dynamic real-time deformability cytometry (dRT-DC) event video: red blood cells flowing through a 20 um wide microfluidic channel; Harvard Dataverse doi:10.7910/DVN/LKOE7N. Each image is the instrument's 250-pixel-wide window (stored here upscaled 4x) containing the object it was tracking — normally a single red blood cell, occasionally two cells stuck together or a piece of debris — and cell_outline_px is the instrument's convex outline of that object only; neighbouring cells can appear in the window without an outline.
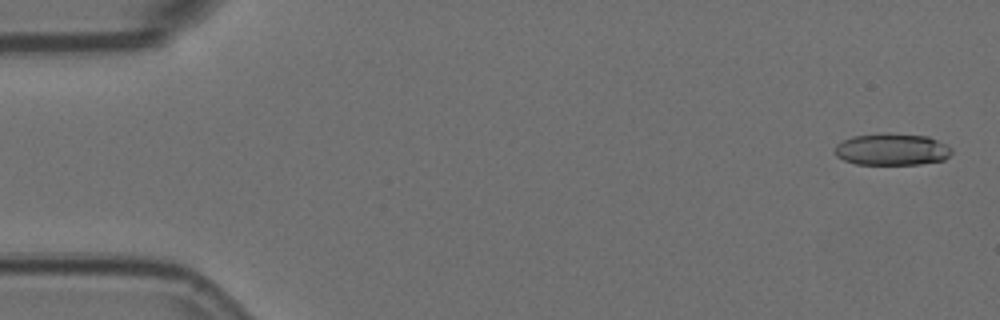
{"species": "Egyptian fruit bat (a non-hibernating species)", "species_latin": "Rousettus aegyptiacus", "temperature_condition": "room temperature", "stored_images_in_passage": 4, "camera_frame_rate_fps": 3000, "um_per_image_px": 0.085, "animal": {"sex": "female"}, "frame": {"image": 1, "passage_image": 1, "time_ms": 0.0, "image_size_px": [1000, 320], "cell_outline_px": [[952, 152], [944, 160], [920, 164], [856, 164], [844, 160], [836, 156], [836, 144], [852, 136], [876, 132], [888, 132], [928, 136], [952, 148]], "centroid_in_image_um": [75.8, 12.68], "position_along_channel_um": 9.2, "area_um2": 21.91}}
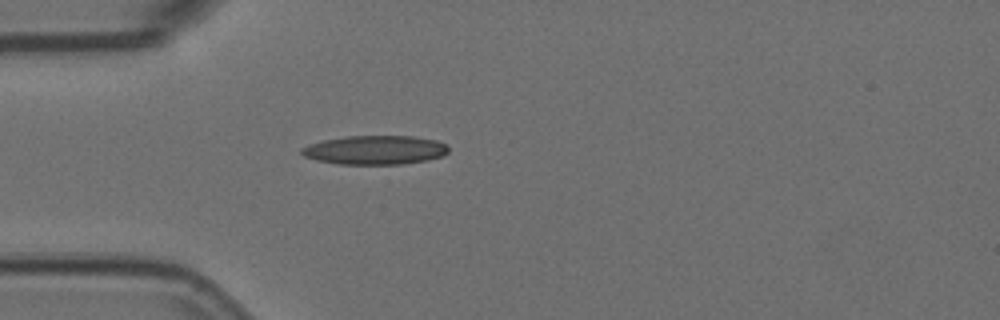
{"frame": {"image": 2, "passage_image": 4, "time_ms": 1.0, "image_size_px": [1000, 320], "cell_outline_px": [[448, 152], [444, 156], [428, 160], [400, 164], [340, 164], [316, 160], [304, 156], [300, 152], [300, 148], [324, 140], [344, 136], [412, 136], [436, 140], [444, 144], [448, 148]], "centroid_in_image_um": [31.89, 12.75], "position_along_channel_um": 53.1, "area_um2": 24.74}}